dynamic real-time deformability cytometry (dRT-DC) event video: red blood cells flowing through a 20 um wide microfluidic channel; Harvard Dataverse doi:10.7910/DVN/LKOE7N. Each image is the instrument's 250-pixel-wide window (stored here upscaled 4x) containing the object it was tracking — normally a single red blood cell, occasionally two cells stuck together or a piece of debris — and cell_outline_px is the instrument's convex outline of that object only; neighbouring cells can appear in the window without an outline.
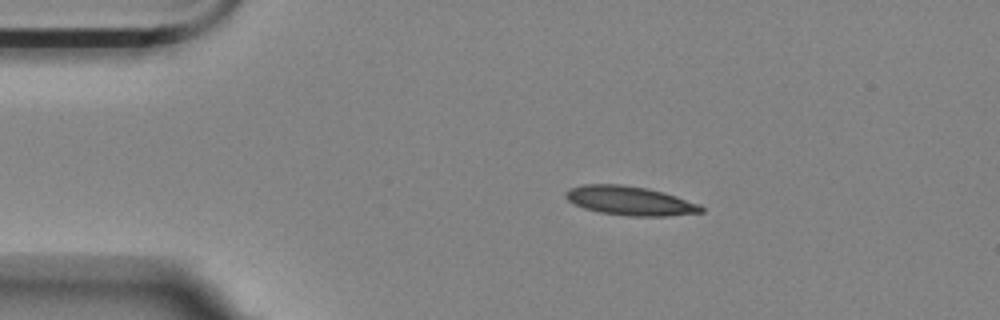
{"species": "Egyptian fruit bat (a non-hibernating species)", "species_latin": "Rousettus aegyptiacus", "temperature_condition": "room temperature", "stored_images_in_passage": 47, "camera_frame_rate_fps": 3000, "um_per_image_px": 0.085, "animal": {"sex": "female"}, "frame": {"image": 1, "passage_image": 1, "time_ms": 0.0, "image_size_px": [1000, 320], "cell_outline_px": [[704, 212], [668, 216], [628, 216], [600, 212], [584, 208], [568, 200], [564, 196], [564, 192], [568, 188], [584, 184], [620, 184], [648, 188], [676, 196], [700, 204], [704, 208]], "centroid_in_image_um": [53.54, 17.06], "position_along_channel_um": 31.5, "area_um2": 23.0}}
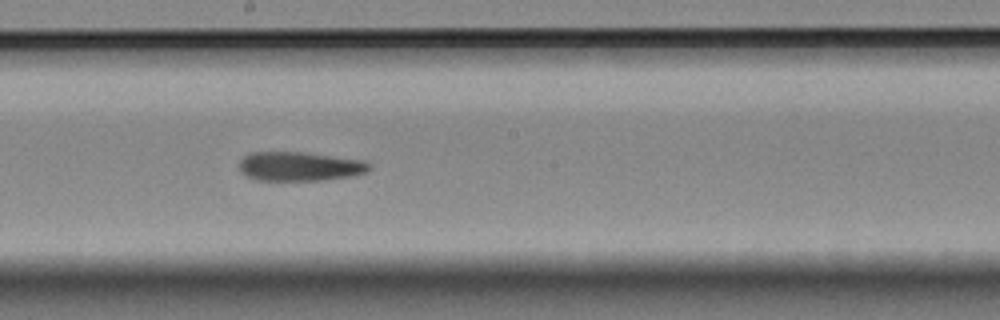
{"frame": {"image": 2, "passage_image": 21, "time_ms": 6.667, "image_size_px": [1000, 320], "cell_outline_px": [[372, 168], [368, 172], [348, 176], [324, 180], [256, 180], [244, 176], [240, 172], [240, 160], [244, 156], [252, 152], [300, 152], [364, 160], [372, 164]], "centroid_in_image_um": [25.47, 14.14], "position_along_channel_um": 222.7, "area_um2": 22.14}}
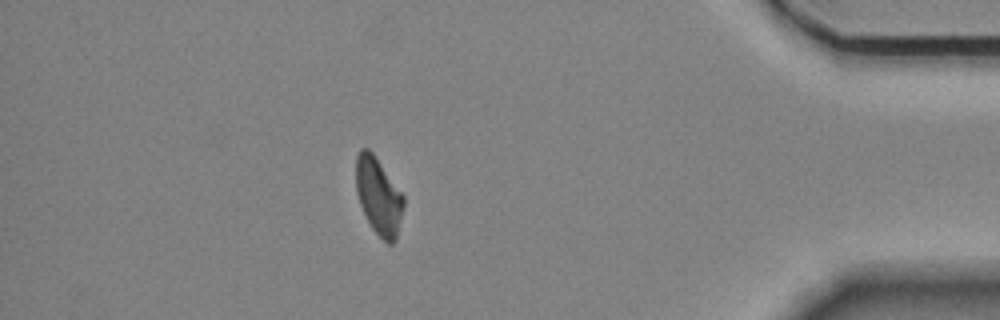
{"frame": {"image": 3, "passage_image": 40, "time_ms": 13.0, "image_size_px": [1000, 320], "cell_outline_px": [[404, 204], [396, 240], [392, 244], [388, 244], [372, 228], [360, 204], [356, 192], [356, 156], [360, 148], [368, 148], [372, 152], [404, 196]], "centroid_in_image_um": [32.17, 16.66], "position_along_channel_um": 403.0, "area_um2": 21.1}, "authors_computed_cell_mechanics": {"area_um2": 22.3686, "velocity_mm_per_s": 3.5284, "shape_relaxation_time_tau1_ms": null, "shape_relaxation_time_tau2_ms": 3.3674, "deformation_change_tau1": null, "deformation_change_tau2": 0.1264}}